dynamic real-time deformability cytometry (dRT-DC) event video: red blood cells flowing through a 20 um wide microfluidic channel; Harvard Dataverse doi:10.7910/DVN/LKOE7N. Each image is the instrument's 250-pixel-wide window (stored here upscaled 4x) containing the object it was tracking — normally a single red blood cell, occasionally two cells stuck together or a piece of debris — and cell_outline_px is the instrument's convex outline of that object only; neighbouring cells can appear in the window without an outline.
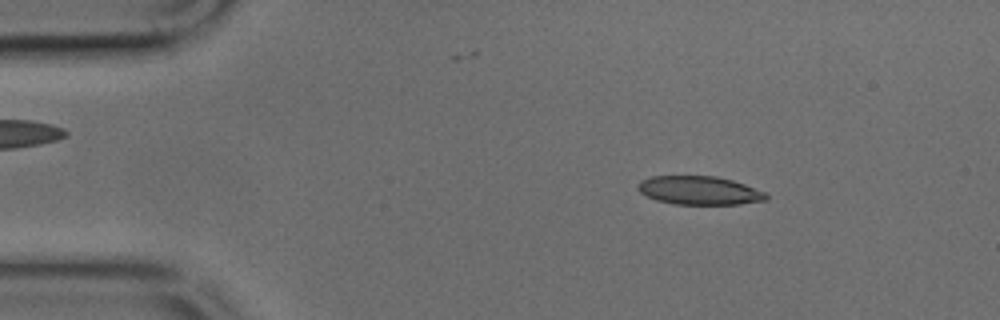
{"species": "common noctule bat (a hibernating species)", "species_latin": "Nyctalus noctula", "temperature_condition": "cold", "stored_images_in_passage": 11, "camera_frame_rate_fps": 3000, "um_per_image_px": 0.085, "animal": {"sex": "male", "body_mass_g": 17.9, "forearm_length_mm": 54.2}, "frame": {"image": 1, "passage_image": 6, "time_ms": 1.667, "image_size_px": [1000, 320], "cell_outline_px": [[768, 200], [740, 204], [676, 204], [656, 200], [640, 192], [636, 188], [636, 184], [640, 180], [652, 176], [716, 176], [732, 180], [744, 184], [764, 192], [768, 196]], "centroid_in_image_um": [59.42, 16.18], "position_along_channel_um": 25.6, "area_um2": 21.33}}